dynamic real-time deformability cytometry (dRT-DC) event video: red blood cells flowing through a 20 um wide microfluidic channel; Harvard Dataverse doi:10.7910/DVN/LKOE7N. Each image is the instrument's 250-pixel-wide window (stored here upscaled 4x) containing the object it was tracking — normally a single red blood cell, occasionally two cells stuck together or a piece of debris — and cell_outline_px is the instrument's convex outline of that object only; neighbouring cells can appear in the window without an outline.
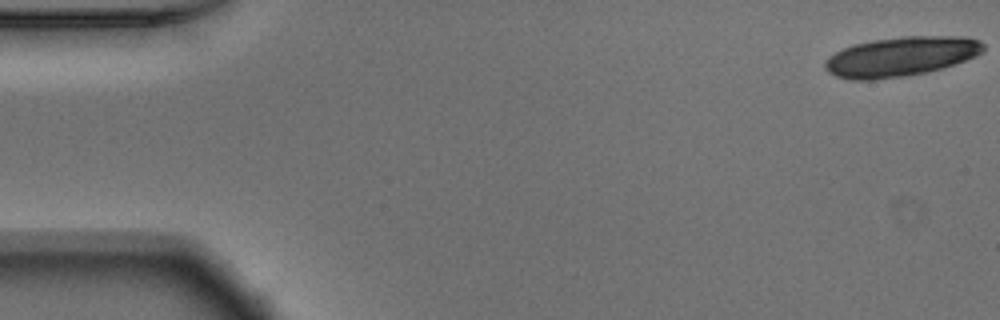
{"species": "Egyptian fruit bat (a non-hibernating species)", "species_latin": "Rousettus aegyptiacus", "temperature_condition": "warm", "stored_images_in_passage": 18, "camera_frame_rate_fps": 3000, "um_per_image_px": 0.085, "animal": {"sex": "male"}, "frame": {"image": 1, "passage_image": 1, "time_ms": 0.0, "image_size_px": [1000, 320], "cell_outline_px": [[984, 48], [976, 56], [928, 72], [904, 76], [876, 80], [848, 80], [836, 76], [828, 72], [824, 68], [824, 60], [828, 56], [844, 48], [856, 44], [876, 40], [904, 36], [968, 36], [980, 40], [984, 44]], "centroid_in_image_um": [76.55, 4.81], "position_along_channel_um": 8.4, "area_um2": 36.47}}